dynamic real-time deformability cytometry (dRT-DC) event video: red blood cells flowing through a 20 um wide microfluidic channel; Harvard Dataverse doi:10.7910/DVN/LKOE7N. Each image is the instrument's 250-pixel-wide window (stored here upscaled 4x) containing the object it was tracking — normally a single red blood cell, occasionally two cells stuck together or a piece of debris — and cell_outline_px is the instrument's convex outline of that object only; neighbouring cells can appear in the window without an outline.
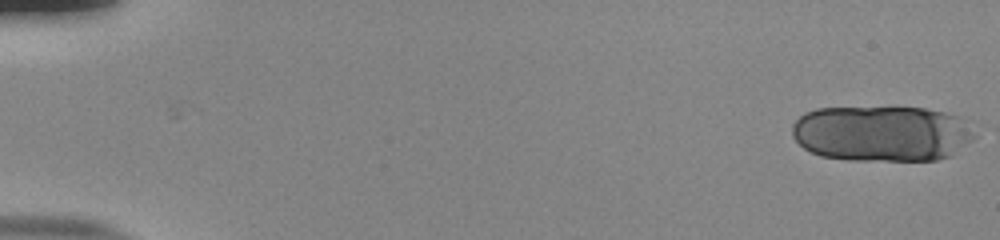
{"species": "human", "species_latin": "Homo sapiens", "temperature_condition": "room temperature", "stored_images_in_passage": 19, "camera_frame_rate_fps": 3000, "um_per_image_px": 0.085, "donor": {"sex": "male"}, "frame": {"image": 1, "passage_image": 1, "time_ms": 0.0, "image_size_px": [1000, 240], "cell_outline_px": [[976, 136], [972, 140], [948, 156], [936, 160], [848, 160], [820, 156], [804, 148], [792, 136], [792, 124], [804, 112], [816, 108], [892, 104], [924, 108], [944, 112], [956, 116]], "centroid_in_image_um": [74.86, 11.29], "position_along_channel_um": 10.1, "area_um2": 60.46}}